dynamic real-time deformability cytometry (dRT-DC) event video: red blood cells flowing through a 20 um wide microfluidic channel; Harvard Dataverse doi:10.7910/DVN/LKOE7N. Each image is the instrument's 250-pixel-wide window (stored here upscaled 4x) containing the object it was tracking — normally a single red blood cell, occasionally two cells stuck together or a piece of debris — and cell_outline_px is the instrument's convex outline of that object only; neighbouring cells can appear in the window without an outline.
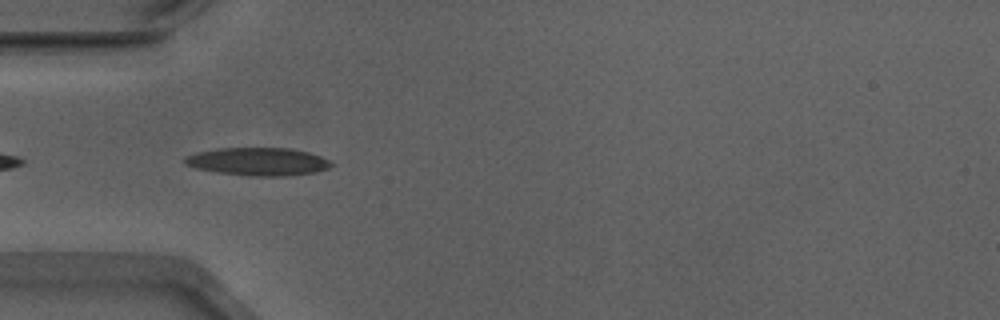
{"species": "Egyptian fruit bat (a non-hibernating species)", "species_latin": "Rousettus aegyptiacus", "temperature_condition": "warm", "stored_images_in_passage": 8, "camera_frame_rate_fps": 3000, "um_per_image_px": 0.085, "animal": {"sex": "male"}, "frame": {"image": 1, "passage_image": 2, "time_ms": 0.333, "image_size_px": [1000, 320], "cell_outline_px": [[332, 164], [328, 168], [316, 172], [288, 176], [248, 176], [216, 172], [196, 168], [184, 164], [184, 156], [196, 152], [216, 148], [288, 148], [308, 152], [320, 156], [328, 160]], "centroid_in_image_um": [21.89, 13.74], "position_along_channel_um": 63.1, "area_um2": 23.93}}
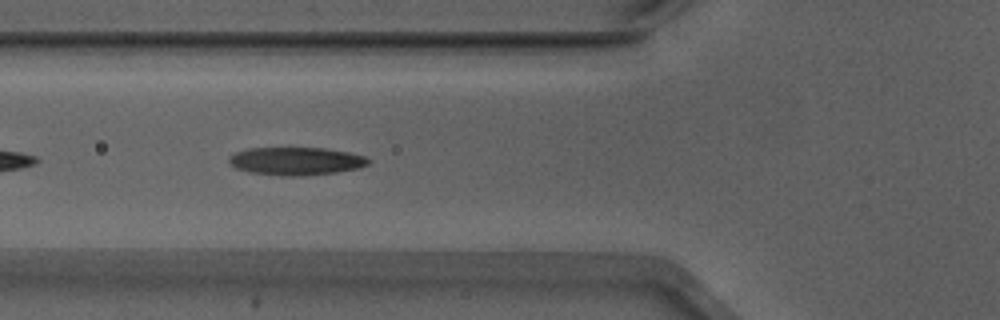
{"frame": {"image": 2, "passage_image": 5, "time_ms": 1.333, "image_size_px": [1000, 320], "cell_outline_px": [[372, 160], [368, 164], [360, 168], [336, 172], [304, 176], [280, 176], [248, 172], [236, 168], [228, 164], [228, 156], [236, 152], [248, 148], [324, 148], [348, 152], [364, 156]], "centroid_in_image_um": [25.14, 13.7], "position_along_channel_um": 100.7, "area_um2": 22.95}}